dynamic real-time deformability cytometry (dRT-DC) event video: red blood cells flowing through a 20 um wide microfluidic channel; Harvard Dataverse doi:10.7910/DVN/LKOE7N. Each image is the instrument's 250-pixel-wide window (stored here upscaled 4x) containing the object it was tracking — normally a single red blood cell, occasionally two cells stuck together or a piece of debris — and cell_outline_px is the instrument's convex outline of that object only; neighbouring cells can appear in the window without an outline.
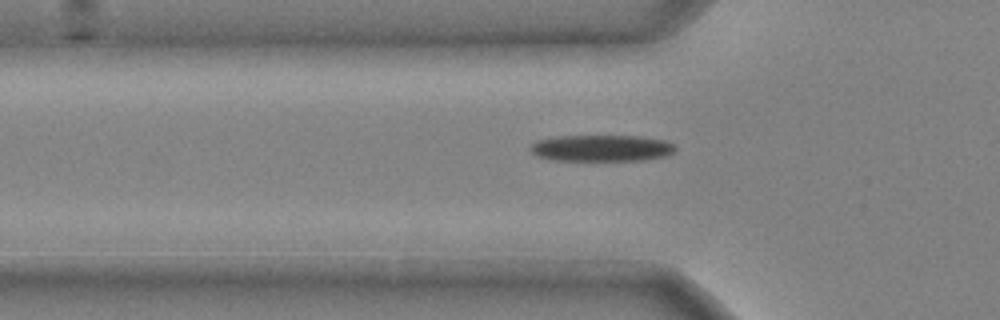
{"species": "common noctule bat (a hibernating species)", "species_latin": "Nyctalus noctula", "temperature_condition": "cold", "stored_images_in_passage": 30, "camera_frame_rate_fps": 3000, "um_per_image_px": 0.085, "animal": {"sex": "male", "body_mass_g": 20.4}, "frame": {"image": 1, "passage_image": 2, "time_ms": 0.333, "image_size_px": [1000, 320], "cell_outline_px": [[676, 148], [672, 152], [664, 156], [644, 160], [552, 160], [536, 156], [528, 148], [536, 140], [556, 136], [640, 136], [664, 140], [676, 144]], "centroid_in_image_um": [51.1, 12.58], "position_along_channel_um": 74.7, "area_um2": 22.43}}
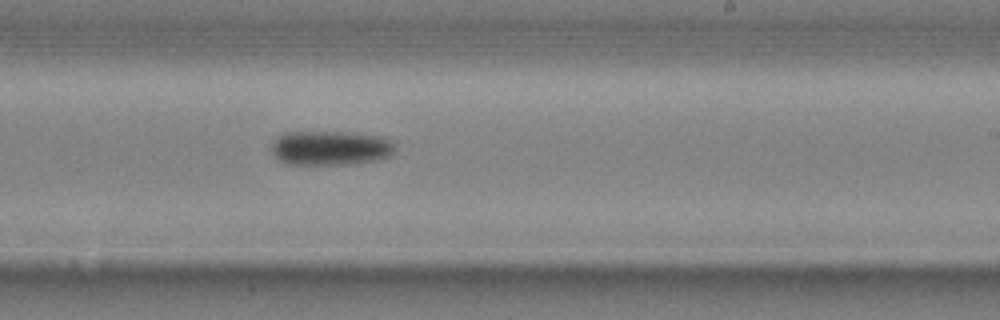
{"frame": {"image": 2, "passage_image": 16, "time_ms": 5.0, "image_size_px": [1000, 320], "cell_outline_px": [[396, 152], [392, 156], [376, 160], [348, 164], [288, 164], [280, 160], [272, 152], [272, 140], [276, 136], [284, 132], [352, 132], [384, 136], [392, 140], [396, 144]], "centroid_in_image_um": [28.15, 12.56], "position_along_channel_um": 260.8, "area_um2": 25.32}}
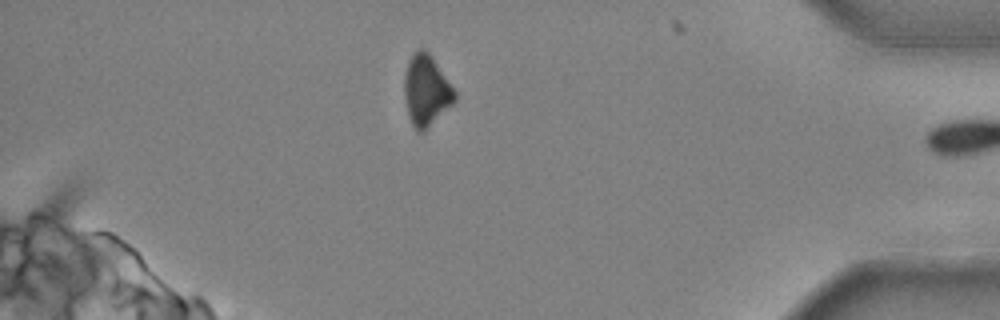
{"frame": {"image": 3, "passage_image": 29, "time_ms": 9.333, "image_size_px": [1000, 320], "cell_outline_px": [[456, 100], [424, 132], [416, 132], [408, 116], [404, 96], [404, 76], [408, 60], [420, 48], [428, 52], [432, 56], [456, 92]], "centroid_in_image_um": [36.22, 7.72], "position_along_channel_um": 399.0, "area_um2": 20.75}, "authors_computed_cell_mechanics": {"area_um2": 23.7558, "velocity_mm_per_s": 3.9843, "shape_relaxation_time_tau1_ms": 1.7784, "shape_relaxation_time_tau2_ms": null, "deformation_change_tau1": 0.1249, "deformation_change_tau2": null}}